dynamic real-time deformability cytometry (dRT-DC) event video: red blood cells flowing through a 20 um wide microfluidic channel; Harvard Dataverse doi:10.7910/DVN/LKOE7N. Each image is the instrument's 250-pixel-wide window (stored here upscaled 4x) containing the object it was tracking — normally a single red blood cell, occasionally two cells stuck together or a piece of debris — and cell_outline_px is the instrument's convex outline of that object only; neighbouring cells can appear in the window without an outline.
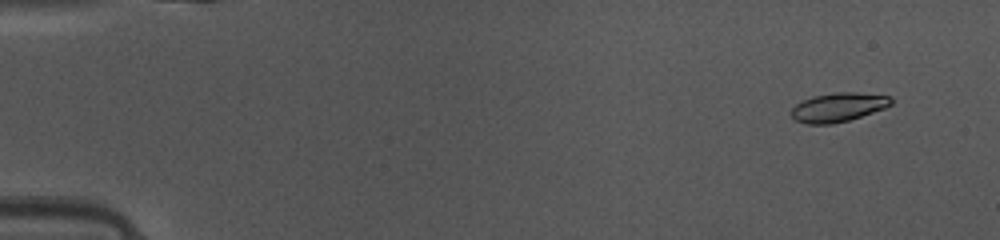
{"species": "common noctule bat (a hibernating species)", "species_latin": "Nyctalus noctula", "temperature_condition": "warm", "stored_images_in_passage": 49, "camera_frame_rate_fps": 3000, "um_per_image_px": 0.085, "animal": {"sex": "female", "body_mass_g": 10.0, "forearm_length_mm": 53.1}, "frame": {"image": 1, "passage_image": 4, "time_ms": 1.0, "image_size_px": [1000, 240], "cell_outline_px": [[892, 104], [884, 108], [848, 120], [832, 124], [808, 124], [796, 120], [792, 116], [792, 108], [796, 104], [812, 96], [836, 92], [856, 92], [892, 96]], "centroid_in_image_um": [71.26, 9.1], "position_along_channel_um": 13.7, "area_um2": 16.7}}
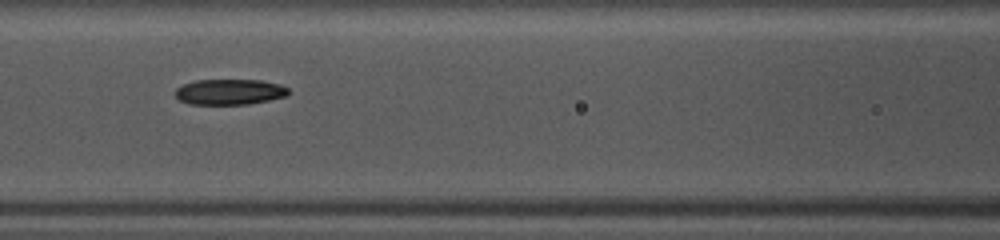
{"frame": {"image": 2, "passage_image": 22, "time_ms": 7.0, "image_size_px": [1000, 240], "cell_outline_px": [[288, 96], [248, 104], [188, 104], [180, 100], [176, 96], [176, 88], [184, 84], [196, 80], [260, 80], [280, 84], [288, 88]], "centroid_in_image_um": [19.53, 7.81], "position_along_channel_um": 147.1, "area_um2": 16.82}}
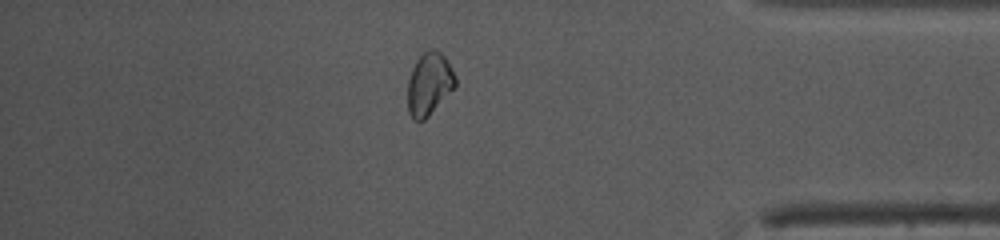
{"frame": {"image": 3, "passage_image": 42, "time_ms": 13.667, "image_size_px": [1000, 240], "cell_outline_px": [[456, 88], [424, 120], [412, 120], [408, 112], [408, 80], [412, 68], [416, 60], [428, 48], [436, 48], [444, 56], [456, 76]], "centroid_in_image_um": [36.49, 7.13], "position_along_channel_um": 398.7, "area_um2": 17.63}}